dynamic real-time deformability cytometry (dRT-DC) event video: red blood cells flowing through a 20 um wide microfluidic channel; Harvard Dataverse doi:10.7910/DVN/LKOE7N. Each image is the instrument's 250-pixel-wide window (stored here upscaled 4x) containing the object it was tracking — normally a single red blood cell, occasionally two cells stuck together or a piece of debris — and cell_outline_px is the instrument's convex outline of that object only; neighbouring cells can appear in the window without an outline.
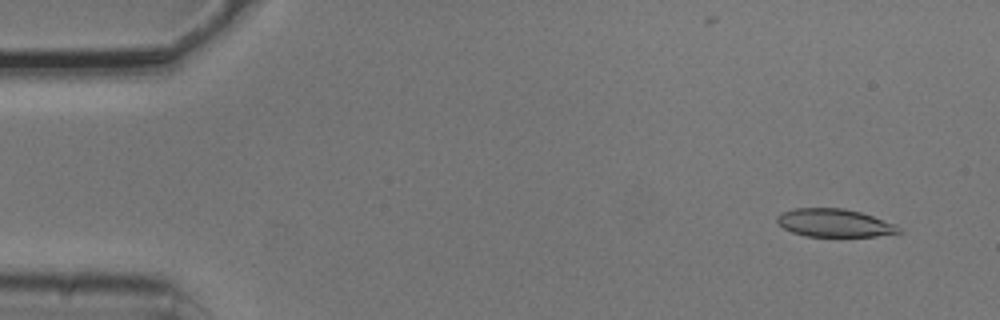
{"species": "common noctule bat (a hibernating species)", "species_latin": "Nyctalus noctula", "temperature_condition": "cold", "stored_images_in_passage": 7, "camera_frame_rate_fps": 3000, "um_per_image_px": 0.085, "animal": {"sex": "male", "body_mass_g": 20.5, "forearm_length_mm": 52.5}, "frame": {"image": 1, "passage_image": 2, "time_ms": 0.333, "image_size_px": [1000, 320], "cell_outline_px": [[904, 232], [876, 236], [804, 236], [792, 232], [784, 228], [776, 220], [776, 216], [784, 212], [796, 208], [844, 208], [860, 212], [896, 224]], "centroid_in_image_um": [70.95, 18.95], "position_along_channel_um": 14.1, "area_um2": 19.77}}
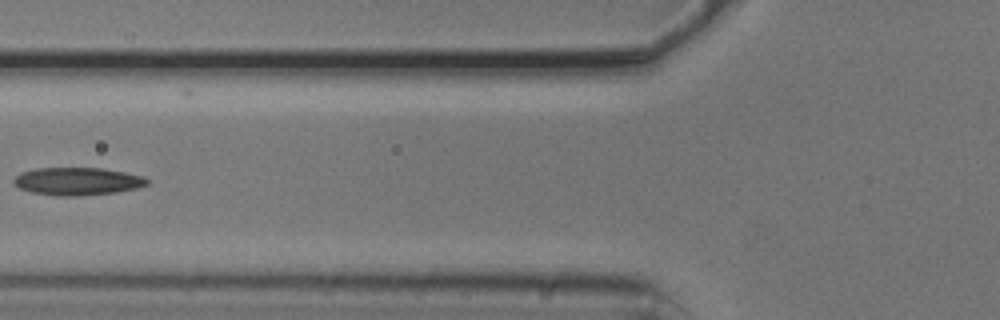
{"frame": {"image": 2, "passage_image": 6, "time_ms": 1.667, "image_size_px": [1000, 320], "cell_outline_px": [[148, 184], [136, 188], [116, 192], [80, 196], [56, 196], [32, 192], [20, 188], [12, 180], [20, 172], [36, 168], [100, 168], [124, 172], [144, 176], [148, 180]], "centroid_in_image_um": [6.57, 15.41], "position_along_channel_um": 119.2, "area_um2": 21.5}}
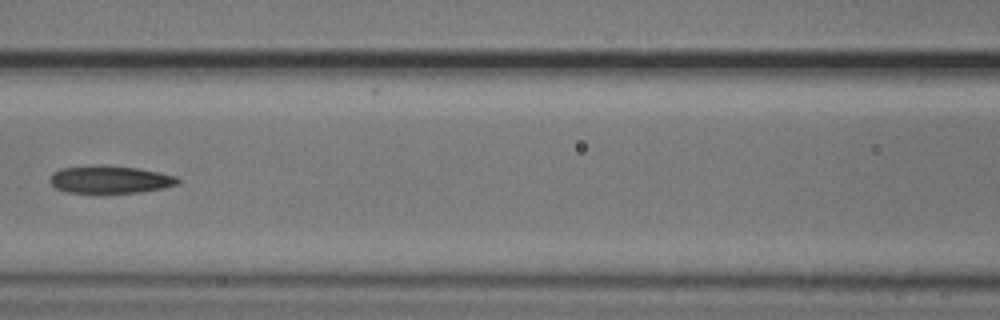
{"frame": {"image": 3, "passage_image": 7, "time_ms": 2.0, "image_size_px": [1000, 320], "cell_outline_px": [[180, 184], [164, 188], [140, 192], [68, 192], [56, 188], [48, 180], [52, 172], [60, 168], [136, 168], [176, 176], [180, 180]], "centroid_in_image_um": [9.38, 15.3], "position_along_channel_um": 157.2, "area_um2": 19.42}}